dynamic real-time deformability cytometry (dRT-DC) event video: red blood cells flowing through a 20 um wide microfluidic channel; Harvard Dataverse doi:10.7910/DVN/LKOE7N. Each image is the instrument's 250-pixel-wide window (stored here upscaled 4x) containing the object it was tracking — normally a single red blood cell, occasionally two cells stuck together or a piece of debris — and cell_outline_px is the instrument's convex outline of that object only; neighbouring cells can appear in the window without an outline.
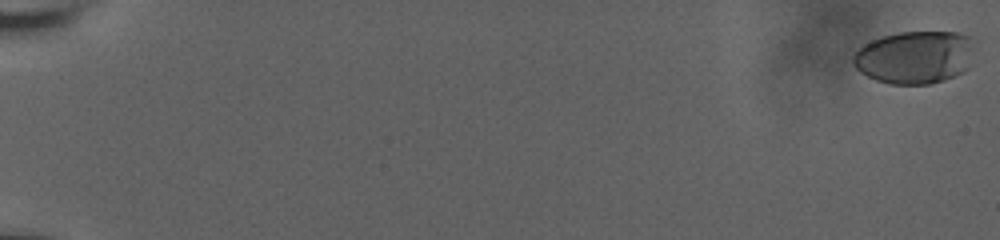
{"species": "human", "species_latin": "Homo sapiens", "temperature_condition": "room temperature", "stored_images_in_passage": 61, "camera_frame_rate_fps": 3000, "um_per_image_px": 0.085, "donor": {"sex": "male"}, "frame": {"image": 1, "passage_image": 1, "time_ms": 0.0, "image_size_px": [1000, 240], "cell_outline_px": [[976, 40], [968, 68], [944, 80], [928, 84], [892, 84], [876, 80], [860, 72], [852, 64], [852, 56], [864, 44], [880, 36], [900, 32], [956, 32], [968, 36]], "centroid_in_image_um": [77.75, 4.85], "position_along_channel_um": 7.2, "area_um2": 37.51}}
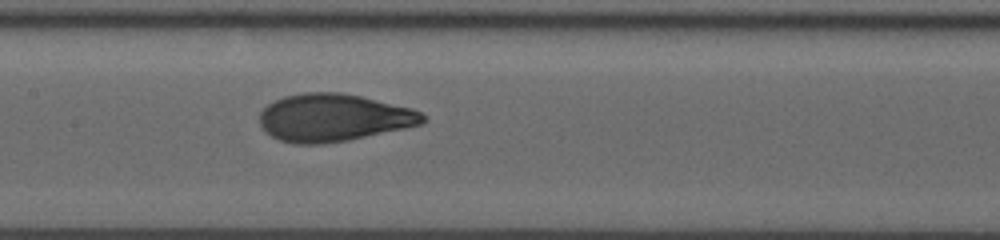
{"frame": {"image": 2, "passage_image": 34, "time_ms": 11.0, "image_size_px": [1000, 240], "cell_outline_px": [[428, 120], [420, 124], [404, 128], [348, 140], [324, 144], [296, 144], [280, 140], [264, 132], [260, 124], [260, 112], [268, 104], [284, 96], [304, 92], [340, 92], [360, 96], [412, 108], [420, 112]], "centroid_in_image_um": [28.32, 10.0], "position_along_channel_um": 179.1, "area_um2": 45.14}}
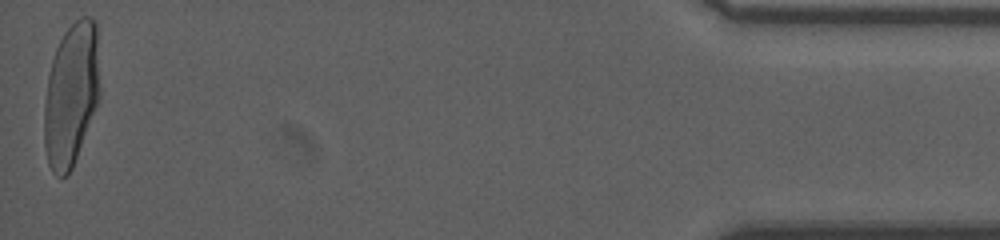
{"frame": {"image": 3, "passage_image": 61, "time_ms": 20.0, "image_size_px": [1000, 240], "cell_outline_px": [[100, 96], [72, 168], [68, 176], [60, 176], [52, 172], [48, 164], [44, 148], [44, 104], [48, 76], [52, 60], [56, 48], [64, 32], [80, 16], [92, 16], [96, 20], [100, 88]], "centroid_in_image_um": [6.05, 8.01], "position_along_channel_um": 429.1, "area_um2": 46.59}, "authors_computed_cell_mechanics": {"area_um2": 43.8702, "velocity_mm_per_s": 3.6894, "shape_relaxation_time_tau1_ms": 4.4386, "shape_relaxation_time_tau2_ms": null, "deformation_change_tau1": 0.2067, "deformation_change_tau2": null}}